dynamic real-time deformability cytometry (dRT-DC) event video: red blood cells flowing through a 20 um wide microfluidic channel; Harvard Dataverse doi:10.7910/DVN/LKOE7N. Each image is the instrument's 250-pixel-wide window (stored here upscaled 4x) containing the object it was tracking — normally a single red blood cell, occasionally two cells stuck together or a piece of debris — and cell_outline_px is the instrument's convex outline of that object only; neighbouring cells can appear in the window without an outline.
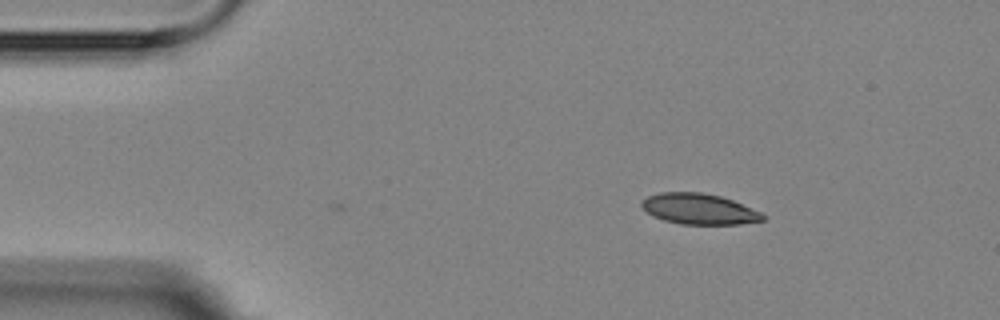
{"species": "Egyptian fruit bat (a non-hibernating species)", "species_latin": "Rousettus aegyptiacus", "temperature_condition": "room temperature", "stored_images_in_passage": 4, "camera_frame_rate_fps": 3000, "um_per_image_px": 0.085, "animal": {"sex": "female"}, "frame": {"image": 1, "passage_image": 4, "time_ms": 3.667, "image_size_px": [1000, 320], "cell_outline_px": [[768, 216], [764, 220], [740, 224], [680, 224], [664, 220], [652, 216], [640, 204], [640, 200], [648, 196], [660, 192], [700, 192], [720, 196], [732, 200], [760, 212]], "centroid_in_image_um": [59.41, 17.76], "position_along_channel_um": 25.6, "area_um2": 21.68}}